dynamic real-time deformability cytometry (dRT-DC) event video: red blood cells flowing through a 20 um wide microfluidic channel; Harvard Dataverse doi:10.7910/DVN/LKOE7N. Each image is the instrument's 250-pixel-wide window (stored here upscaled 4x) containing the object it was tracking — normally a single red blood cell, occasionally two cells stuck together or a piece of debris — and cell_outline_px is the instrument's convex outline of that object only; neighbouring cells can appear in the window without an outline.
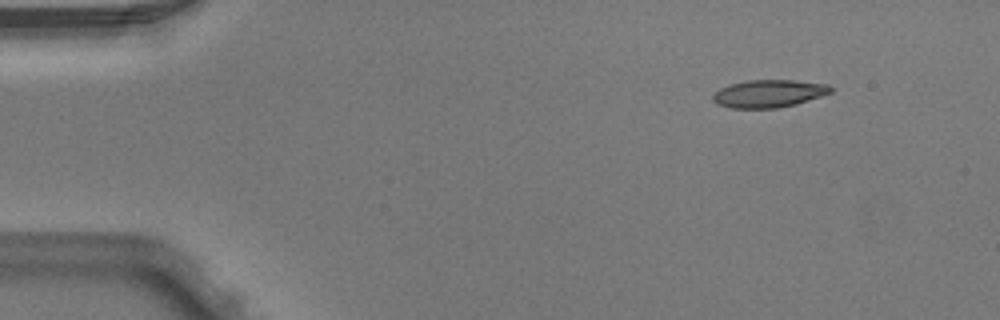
{"species": "Egyptian fruit bat (a non-hibernating species)", "species_latin": "Rousettus aegyptiacus", "temperature_condition": "warm", "stored_images_in_passage": 4, "camera_frame_rate_fps": 3000, "um_per_image_px": 0.085, "animal": {"sex": "male"}, "frame": {"image": 1, "passage_image": 1, "time_ms": 0.0, "image_size_px": [1000, 320], "cell_outline_px": [[832, 92], [796, 104], [776, 108], [728, 108], [716, 104], [712, 100], [712, 96], [720, 88], [728, 84], [748, 80], [796, 80], [828, 84], [832, 88]], "centroid_in_image_um": [65.31, 7.95], "position_along_channel_um": 19.7, "area_um2": 19.07}}